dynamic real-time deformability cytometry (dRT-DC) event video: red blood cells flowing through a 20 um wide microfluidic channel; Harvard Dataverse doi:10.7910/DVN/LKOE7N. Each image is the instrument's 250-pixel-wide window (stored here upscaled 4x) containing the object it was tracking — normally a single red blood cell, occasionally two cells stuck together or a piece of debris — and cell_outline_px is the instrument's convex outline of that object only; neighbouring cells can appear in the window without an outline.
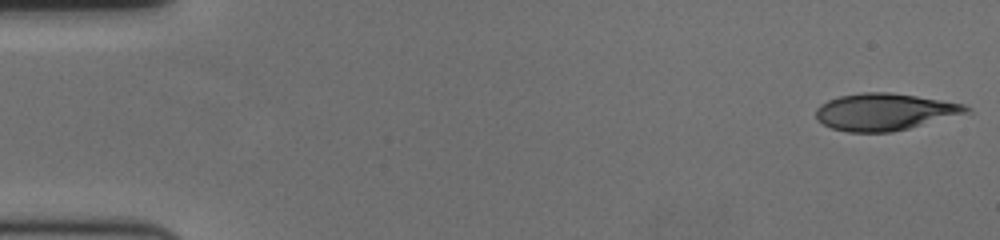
{"species": "human", "species_latin": "Homo sapiens", "temperature_condition": "cold", "stored_images_in_passage": 57, "camera_frame_rate_fps": 3000, "um_per_image_px": 0.085, "donor": {"sex": "female"}, "frame": {"image": 1, "passage_image": 1, "time_ms": 0.0, "image_size_px": [1000, 240], "cell_outline_px": [[972, 112], [892, 132], [848, 132], [832, 128], [816, 120], [816, 108], [820, 104], [828, 100], [840, 96], [864, 92], [888, 92], [916, 96], [964, 104], [972, 108]], "centroid_in_image_um": [75.19, 9.51], "position_along_channel_um": 9.8, "area_um2": 32.31}}
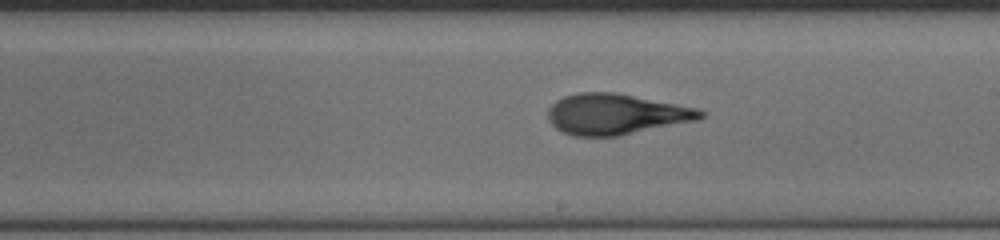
{"frame": {"image": 2, "passage_image": 33, "time_ms": 10.667, "image_size_px": [1000, 240], "cell_outline_px": [[704, 116], [700, 120], [620, 136], [572, 136], [556, 128], [548, 120], [548, 108], [556, 100], [564, 96], [576, 92], [616, 92], [700, 108], [704, 112]], "centroid_in_image_um": [52.39, 9.7], "position_along_channel_um": 236.6, "area_um2": 36.7}}
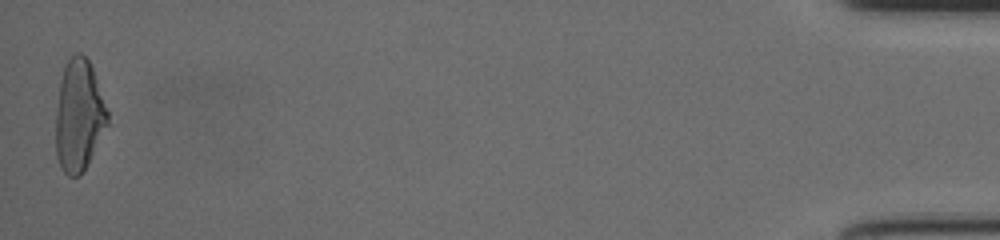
{"frame": {"image": 3, "passage_image": 57, "time_ms": 18.667, "image_size_px": [1000, 240], "cell_outline_px": [[112, 124], [80, 176], [68, 176], [64, 172], [56, 156], [56, 112], [60, 80], [64, 64], [76, 52], [80, 52], [88, 60], [92, 68], [108, 112]], "centroid_in_image_um": [6.74, 9.86], "position_along_channel_um": 428.5, "area_um2": 34.16}, "authors_computed_cell_mechanics": {"area_um2": 34.9112, "velocity_mm_per_s": 3.5913, "shape_relaxation_time_tau1_ms": 7.1615, "shape_relaxation_time_tau2_ms": 1.6011, "deformation_change_tau1": 0.2343, "deformation_change_tau2": 0.0981}}